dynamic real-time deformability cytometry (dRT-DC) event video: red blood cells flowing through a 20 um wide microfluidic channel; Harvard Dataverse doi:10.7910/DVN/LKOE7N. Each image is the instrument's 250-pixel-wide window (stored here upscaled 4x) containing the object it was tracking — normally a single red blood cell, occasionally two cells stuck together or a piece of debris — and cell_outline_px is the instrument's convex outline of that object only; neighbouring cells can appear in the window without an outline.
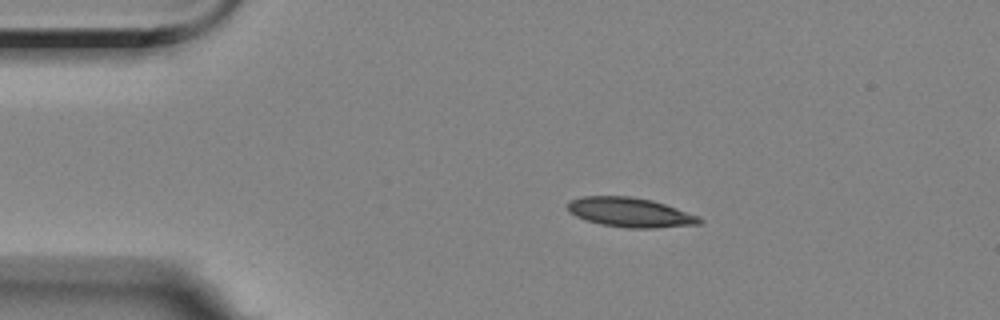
{"species": "Egyptian fruit bat (a non-hibernating species)", "species_latin": "Rousettus aegyptiacus", "temperature_condition": "room temperature", "stored_images_in_passage": 47, "camera_frame_rate_fps": 3000, "um_per_image_px": 0.085, "animal": {"sex": "female"}, "frame": {"image": 1, "passage_image": 1, "time_ms": 0.0, "image_size_px": [1000, 320], "cell_outline_px": [[704, 220], [700, 224], [656, 228], [628, 228], [600, 224], [584, 220], [568, 212], [568, 200], [584, 196], [628, 196], [652, 200], [700, 216]], "centroid_in_image_um": [53.55, 18.06], "position_along_channel_um": 31.4, "area_um2": 22.77}}
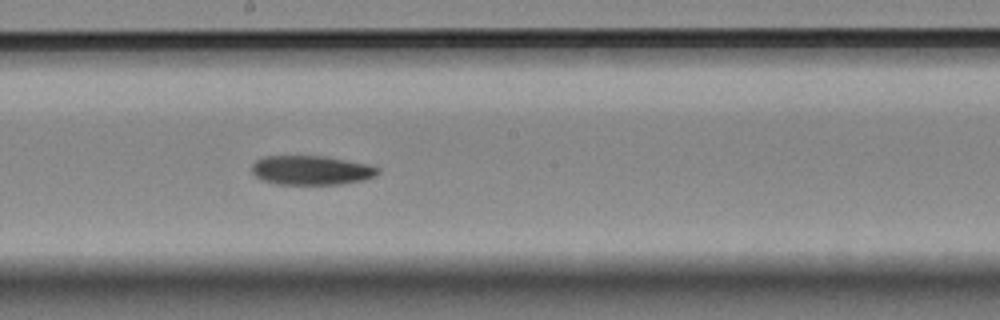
{"frame": {"image": 2, "passage_image": 21, "time_ms": 6.667, "image_size_px": [1000, 320], "cell_outline_px": [[380, 172], [376, 176], [364, 180], [340, 184], [276, 184], [260, 180], [252, 172], [252, 164], [256, 160], [264, 156], [324, 156], [368, 164], [380, 168]], "centroid_in_image_um": [26.46, 14.47], "position_along_channel_um": 221.7, "area_um2": 21.62}}
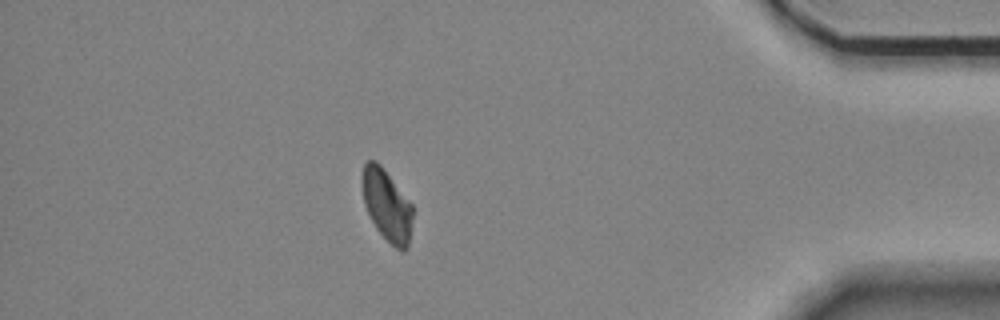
{"frame": {"image": 3, "passage_image": 40, "time_ms": 13.0, "image_size_px": [1000, 320], "cell_outline_px": [[412, 220], [408, 248], [404, 252], [400, 252], [376, 228], [364, 204], [360, 184], [360, 176], [364, 164], [368, 160], [376, 160], [380, 164], [412, 204]], "centroid_in_image_um": [32.85, 17.42], "position_along_channel_um": 402.3, "area_um2": 21.15}}